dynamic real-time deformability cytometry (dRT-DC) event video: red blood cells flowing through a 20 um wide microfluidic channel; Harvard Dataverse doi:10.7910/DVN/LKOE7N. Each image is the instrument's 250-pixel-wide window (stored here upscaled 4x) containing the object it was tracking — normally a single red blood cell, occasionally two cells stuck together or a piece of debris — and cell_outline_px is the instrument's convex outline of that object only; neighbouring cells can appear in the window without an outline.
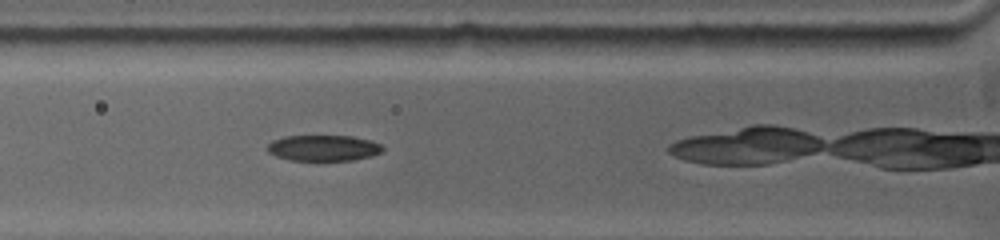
{"species": "common noctule bat (a hibernating species)", "species_latin": "Nyctalus noctula", "temperature_condition": "warm", "stored_images_in_passage": 3, "camera_frame_rate_fps": 5000, "um_per_image_px": 0.085, "animal": {"sex": "female", "body_mass_g": 19.0, "forearm_length_mm": 53.3}, "frame": {"image": 1, "passage_image": 3, "time_ms": 1.2, "image_size_px": [1000, 240], "cell_outline_px": [[384, 148], [380, 152], [368, 156], [352, 160], [316, 164], [288, 160], [276, 156], [268, 152], [268, 144], [272, 140], [284, 136], [352, 136], [372, 140], [380, 144]], "centroid_in_image_um": [27.45, 12.63], "position_along_channel_um": 98.4, "area_um2": 18.21}}